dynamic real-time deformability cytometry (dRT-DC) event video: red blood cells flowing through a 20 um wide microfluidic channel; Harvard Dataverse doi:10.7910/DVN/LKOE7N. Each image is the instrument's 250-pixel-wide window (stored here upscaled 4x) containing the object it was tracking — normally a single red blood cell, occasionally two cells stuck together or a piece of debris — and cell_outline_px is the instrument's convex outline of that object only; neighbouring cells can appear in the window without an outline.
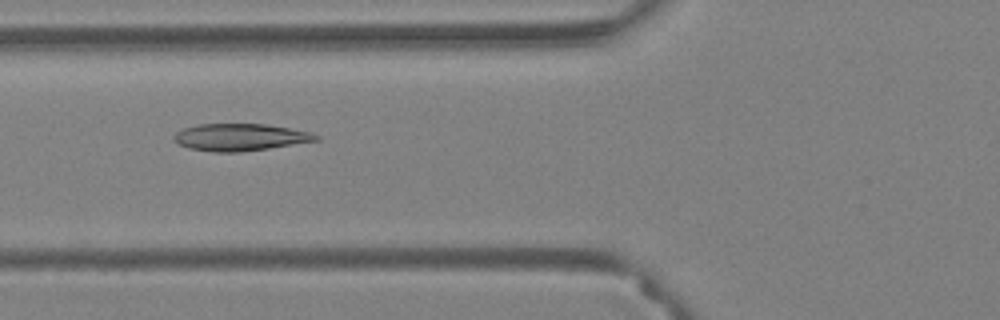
{"species": "Egyptian fruit bat (a non-hibernating species)", "species_latin": "Rousettus aegyptiacus", "temperature_condition": "warm", "stored_images_in_passage": 58, "camera_frame_rate_fps": 3000, "um_per_image_px": 0.085, "animal": {"sex": "female"}, "frame": {"image": 1, "passage_image": 23, "time_ms": 7.333, "image_size_px": [1000, 320], "cell_outline_px": [[320, 140], [268, 148], [240, 152], [212, 152], [188, 148], [180, 144], [172, 136], [176, 132], [184, 128], [200, 124], [264, 124], [292, 128], [312, 132], [320, 136]], "centroid_in_image_um": [20.45, 11.66], "position_along_channel_um": 105.4, "area_um2": 22.43}}
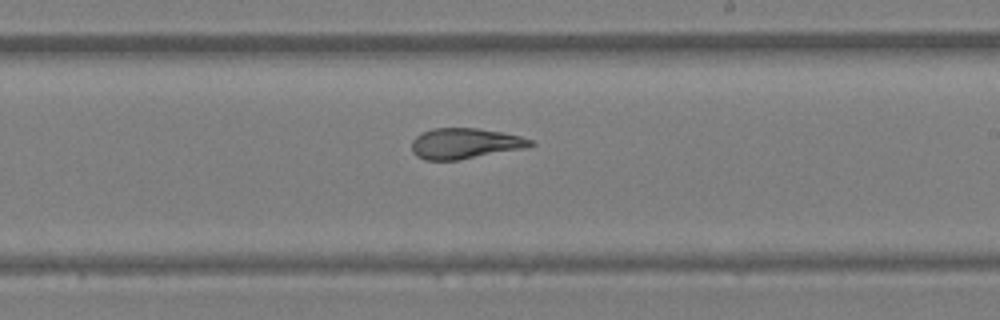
{"frame": {"image": 2, "passage_image": 35, "time_ms": 11.333, "image_size_px": [1000, 320], "cell_outline_px": [[536, 144], [524, 148], [456, 160], [424, 160], [416, 156], [412, 152], [412, 140], [420, 132], [432, 128], [476, 128], [500, 132], [520, 136], [532, 140]], "centroid_in_image_um": [39.47, 12.19], "position_along_channel_um": 249.5, "area_um2": 21.1}}
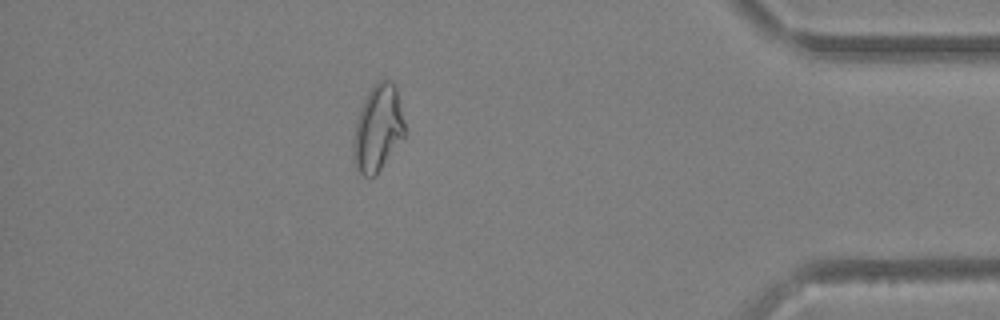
{"frame": {"image": 3, "passage_image": 51, "time_ms": 16.667, "image_size_px": [1000, 320], "cell_outline_px": [[404, 136], [380, 168], [372, 176], [364, 176], [356, 172], [352, 152], [352, 144], [356, 120], [360, 108], [368, 92], [384, 76], [392, 80], [396, 88], [404, 120]], "centroid_in_image_um": [32.09, 10.88], "position_along_channel_um": 403.1, "area_um2": 25.66}, "authors_computed_cell_mechanics": {"area_um2": 24.6517, "velocity_mm_per_s": 3.6054, "shape_relaxation_time_tau1_ms": null, "shape_relaxation_time_tau2_ms": 1.8838, "deformation_change_tau1": null, "deformation_change_tau2": 0.075}}